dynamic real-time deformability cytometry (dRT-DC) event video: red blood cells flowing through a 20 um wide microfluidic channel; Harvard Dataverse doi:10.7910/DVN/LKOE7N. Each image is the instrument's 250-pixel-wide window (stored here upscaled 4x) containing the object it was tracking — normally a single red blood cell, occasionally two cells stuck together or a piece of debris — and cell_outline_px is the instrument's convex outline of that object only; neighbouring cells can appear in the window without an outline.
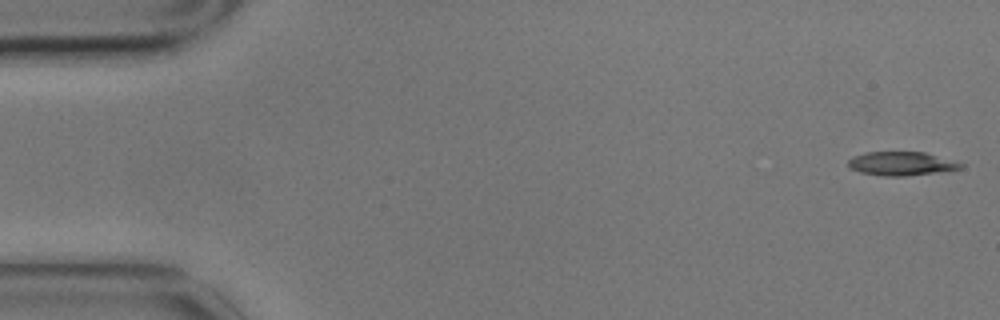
{"species": "common noctule bat (a hibernating species)", "species_latin": "Nyctalus noctula", "temperature_condition": "cold", "stored_images_in_passage": 4, "camera_frame_rate_fps": 3000, "um_per_image_px": 0.085, "animal": {"sex": "male", "body_mass_g": 17.9}, "frame": {"image": 1, "passage_image": 1, "time_ms": 0.0, "image_size_px": [1000, 320], "cell_outline_px": [[964, 164], [960, 168], [904, 176], [884, 176], [860, 172], [848, 168], [848, 160], [852, 156], [864, 152], [924, 152]], "centroid_in_image_um": [76.5, 13.89], "position_along_channel_um": 8.5, "area_um2": 15.26}}